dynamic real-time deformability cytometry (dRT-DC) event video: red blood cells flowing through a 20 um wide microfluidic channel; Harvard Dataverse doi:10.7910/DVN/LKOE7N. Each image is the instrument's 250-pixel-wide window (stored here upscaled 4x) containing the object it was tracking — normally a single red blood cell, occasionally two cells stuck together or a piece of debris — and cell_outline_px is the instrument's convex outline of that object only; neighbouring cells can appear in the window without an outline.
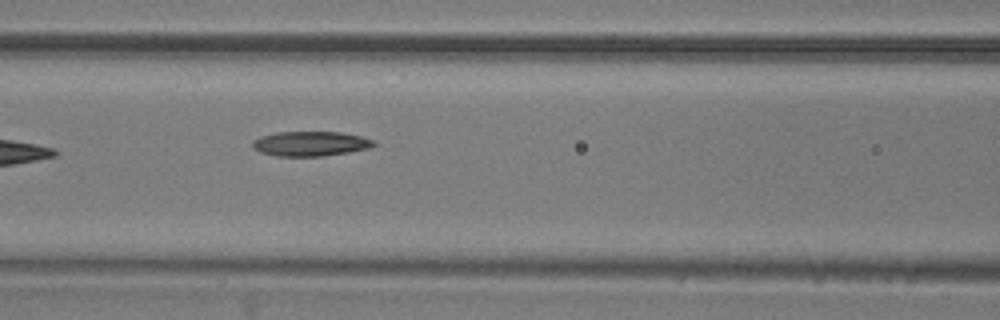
{"species": "common noctule bat (a hibernating species)", "species_latin": "Nyctalus noctula", "temperature_condition": "room temperature", "stored_images_in_passage": 6, "camera_frame_rate_fps": 3000, "um_per_image_px": 0.085, "animal": {"sex": "male", "body_mass_g": 20.5, "forearm_length_mm": 52.5}, "frame": {"image": 1, "passage_image": 6, "time_ms": 1.667, "image_size_px": [1000, 320], "cell_outline_px": [[376, 144], [368, 148], [348, 152], [324, 156], [276, 156], [260, 152], [252, 148], [252, 140], [260, 136], [276, 132], [340, 132], [360, 136], [376, 140]], "centroid_in_image_um": [26.36, 12.21], "position_along_channel_um": 140.2, "area_um2": 17.57}}